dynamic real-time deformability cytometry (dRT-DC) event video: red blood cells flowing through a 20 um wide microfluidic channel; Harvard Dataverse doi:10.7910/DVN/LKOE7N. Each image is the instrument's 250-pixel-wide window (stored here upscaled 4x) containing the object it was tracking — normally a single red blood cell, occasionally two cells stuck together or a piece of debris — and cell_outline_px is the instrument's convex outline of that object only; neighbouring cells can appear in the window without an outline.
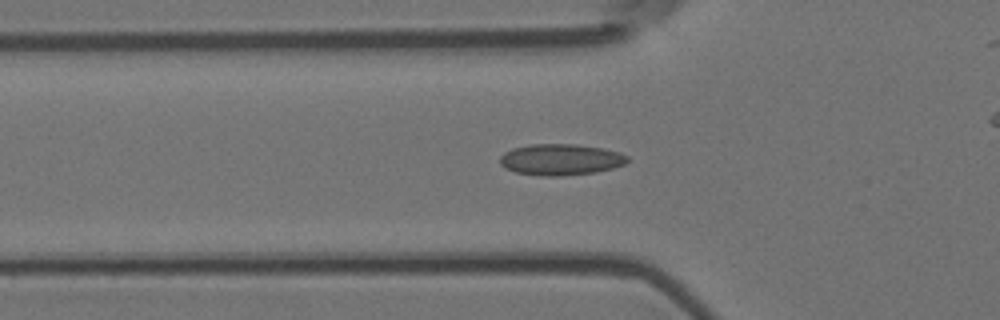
{"species": "Egyptian fruit bat (a non-hibernating species)", "species_latin": "Rousettus aegyptiacus", "temperature_condition": "room temperature", "stored_images_in_passage": 48, "camera_frame_rate_fps": 3000, "um_per_image_px": 0.085, "animal": {"sex": "female"}, "frame": {"image": 1, "passage_image": 12, "time_ms": 3.667, "image_size_px": [1000, 320], "cell_outline_px": [[628, 160], [624, 164], [612, 168], [596, 172], [560, 176], [540, 176], [516, 172], [504, 168], [500, 164], [500, 156], [504, 152], [512, 148], [532, 144], [576, 144], [604, 148], [620, 152], [628, 156]], "centroid_in_image_um": [47.64, 13.56], "position_along_channel_um": 78.2, "area_um2": 23.35}}
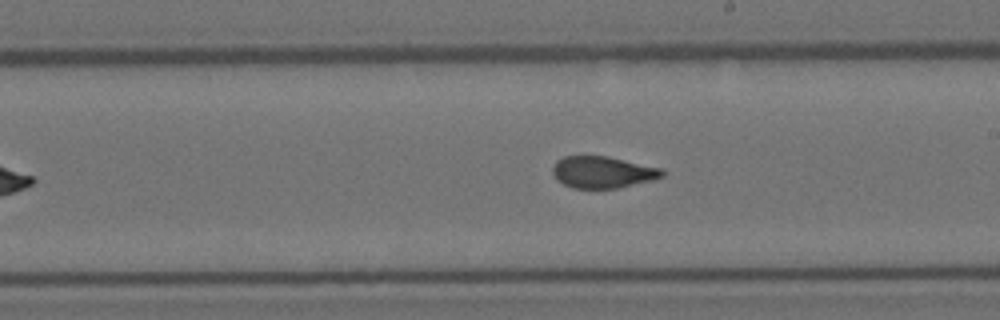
{"frame": {"image": 2, "passage_image": 25, "time_ms": 8.0, "image_size_px": [1000, 320], "cell_outline_px": [[664, 176], [652, 180], [616, 188], [572, 188], [556, 180], [552, 172], [552, 168], [556, 160], [564, 156], [608, 156], [660, 168], [664, 172]], "centroid_in_image_um": [51.18, 14.63], "position_along_channel_um": 237.8, "area_um2": 20.17}}
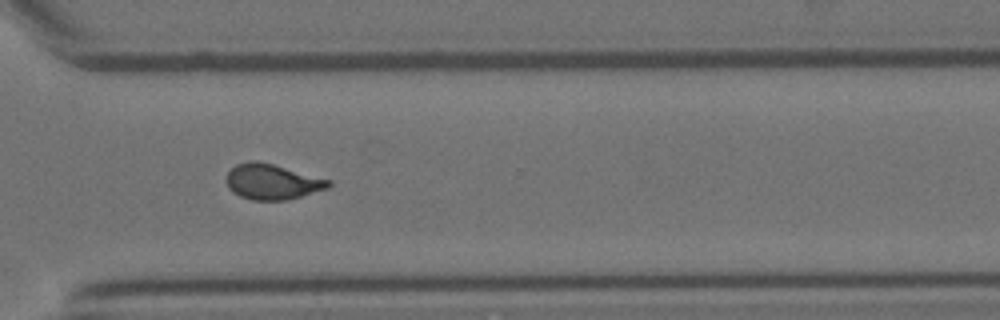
{"frame": {"image": 3, "passage_image": 34, "time_ms": 11.0, "image_size_px": [1000, 320], "cell_outline_px": [[332, 184], [328, 188], [288, 200], [252, 200], [240, 196], [232, 192], [228, 188], [224, 180], [228, 172], [236, 164], [252, 160], [256, 160], [272, 164], [332, 180]], "centroid_in_image_um": [23.11, 15.45], "position_along_channel_um": 347.5, "area_um2": 21.21}, "authors_computed_cell_mechanics": {"area_um2": 21.0681, "velocity_mm_per_s": 3.6629, "shape_relaxation_time_tau1_ms": null, "shape_relaxation_time_tau2_ms": 0.8736, "deformation_change_tau1": null, "deformation_change_tau2": 0.0692}}